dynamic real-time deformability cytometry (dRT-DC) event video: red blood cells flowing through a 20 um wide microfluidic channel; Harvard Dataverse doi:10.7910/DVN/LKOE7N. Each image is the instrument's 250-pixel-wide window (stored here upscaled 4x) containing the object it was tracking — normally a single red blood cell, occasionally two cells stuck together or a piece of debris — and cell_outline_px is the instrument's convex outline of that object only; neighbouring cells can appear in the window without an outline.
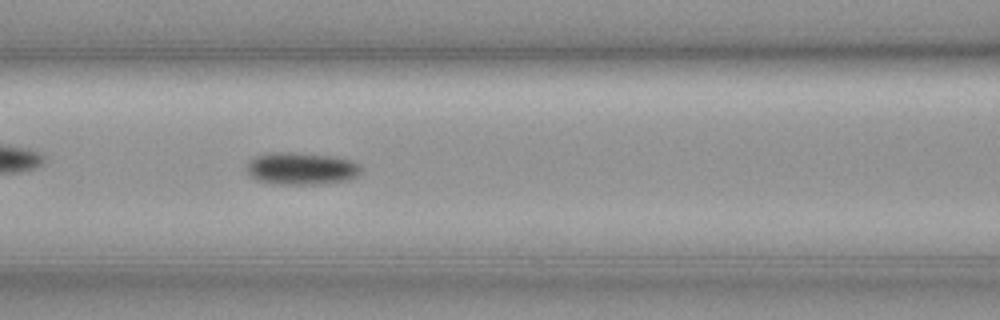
{"species": "common noctule bat (a hibernating species)", "species_latin": "Nyctalus noctula", "temperature_condition": "cold", "stored_images_in_passage": 41, "camera_frame_rate_fps": 3000, "um_per_image_px": 0.085, "animal": {"sex": "female", "body_mass_g": 19.3, "forearm_length_mm": 54.1}, "frame": {"image": 1, "passage_image": 12, "time_ms": 3.667, "image_size_px": [1000, 320], "cell_outline_px": [[360, 172], [356, 176], [348, 180], [320, 184], [276, 184], [256, 180], [248, 176], [244, 168], [248, 160], [256, 156], [268, 152], [292, 152], [332, 156], [352, 160], [360, 164]], "centroid_in_image_um": [25.54, 14.32], "position_along_channel_um": 141.1, "area_um2": 21.91}}
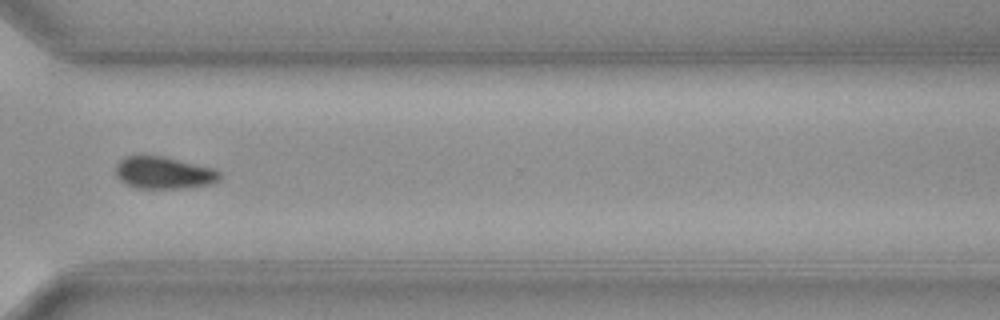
{"frame": {"image": 2, "passage_image": 30, "time_ms": 9.667, "image_size_px": [1000, 320], "cell_outline_px": [[220, 180], [212, 184], [184, 188], [136, 188], [120, 180], [116, 176], [116, 164], [124, 156], [164, 156], [212, 168], [220, 172]], "centroid_in_image_um": [13.92, 14.69], "position_along_channel_um": 356.7, "area_um2": 19.42}}